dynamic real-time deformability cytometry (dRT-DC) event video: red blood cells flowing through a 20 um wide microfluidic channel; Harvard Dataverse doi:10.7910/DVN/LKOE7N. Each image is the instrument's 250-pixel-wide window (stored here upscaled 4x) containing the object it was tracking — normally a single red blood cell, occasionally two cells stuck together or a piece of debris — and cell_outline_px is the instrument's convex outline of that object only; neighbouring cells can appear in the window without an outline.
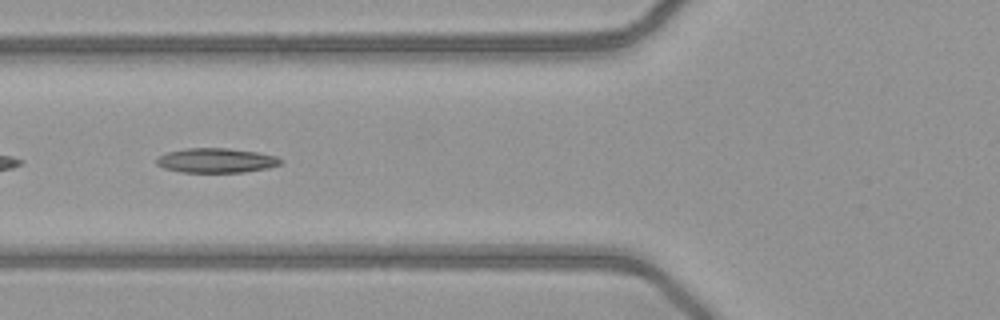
{"species": "common noctule bat (a hibernating species)", "species_latin": "Nyctalus noctula", "temperature_condition": "warm", "stored_images_in_passage": 8, "camera_frame_rate_fps": 3000, "um_per_image_px": 0.085, "animal": {"sex": "female", "body_mass_g": 21.9}, "frame": {"image": 1, "passage_image": 5, "time_ms": 1.333, "image_size_px": [1000, 320], "cell_outline_px": [[284, 160], [280, 164], [268, 168], [244, 172], [180, 172], [164, 168], [156, 164], [156, 160], [160, 156], [168, 152], [184, 148], [228, 148], [256, 152], [276, 156]], "centroid_in_image_um": [18.39, 13.64], "position_along_channel_um": 107.4, "area_um2": 17.74}}